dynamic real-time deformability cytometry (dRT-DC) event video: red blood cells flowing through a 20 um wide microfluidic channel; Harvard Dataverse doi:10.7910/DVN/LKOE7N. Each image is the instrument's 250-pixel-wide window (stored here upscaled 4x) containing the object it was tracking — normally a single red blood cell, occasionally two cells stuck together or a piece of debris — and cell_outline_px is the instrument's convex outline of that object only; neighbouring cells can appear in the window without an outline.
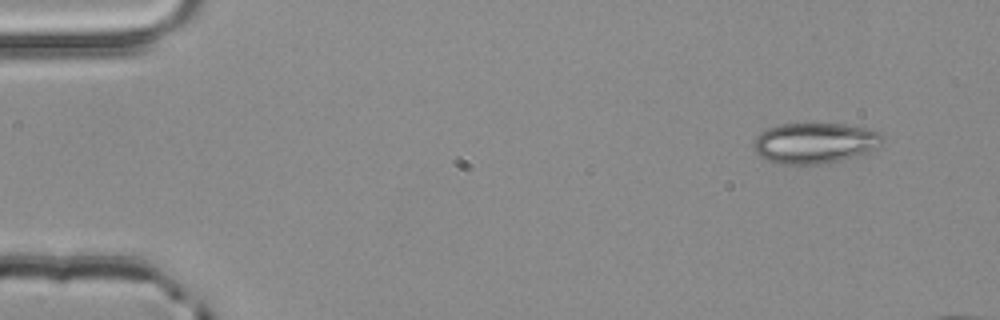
{"species": "common noctule bat (a hibernating species)", "species_latin": "Nyctalus noctula", "temperature_condition": "room temperature", "stored_images_in_passage": 5, "camera_frame_rate_fps": 3000, "um_per_image_px": 0.085, "animal": {"sex": "male", "body_mass_g": 20.4}, "frame": {"image": 1, "passage_image": 1, "time_ms": 0.0, "image_size_px": [1000, 320], "cell_outline_px": [[884, 140], [876, 148], [868, 152], [840, 160], [820, 164], [776, 164], [764, 160], [752, 148], [752, 140], [760, 132], [768, 128], [780, 124], [844, 124], [868, 128], [880, 132], [884, 136]], "centroid_in_image_um": [69.22, 12.16], "position_along_channel_um": 15.8, "area_um2": 30.87}}